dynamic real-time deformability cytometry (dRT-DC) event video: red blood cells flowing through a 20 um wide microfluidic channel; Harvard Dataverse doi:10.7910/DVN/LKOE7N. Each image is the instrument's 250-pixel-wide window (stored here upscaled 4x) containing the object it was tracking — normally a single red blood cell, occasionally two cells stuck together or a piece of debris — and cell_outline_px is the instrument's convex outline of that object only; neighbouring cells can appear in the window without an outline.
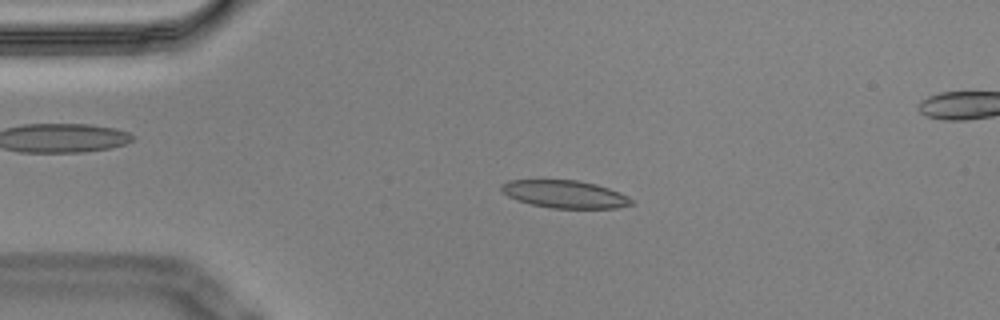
{"species": "Egyptian fruit bat (a non-hibernating species)", "species_latin": "Rousettus aegyptiacus", "temperature_condition": "cold", "stored_images_in_passage": 47, "camera_frame_rate_fps": 3000, "um_per_image_px": 0.085, "animal": {"sex": "male"}, "frame": {"image": 1, "passage_image": 11, "time_ms": 3.333, "image_size_px": [1000, 320], "cell_outline_px": [[632, 204], [616, 208], [552, 208], [532, 204], [516, 200], [508, 196], [500, 188], [500, 184], [508, 180], [576, 180], [596, 184], [620, 192], [628, 196], [632, 200]], "centroid_in_image_um": [47.99, 16.5], "position_along_channel_um": 37.0, "area_um2": 20.87}}
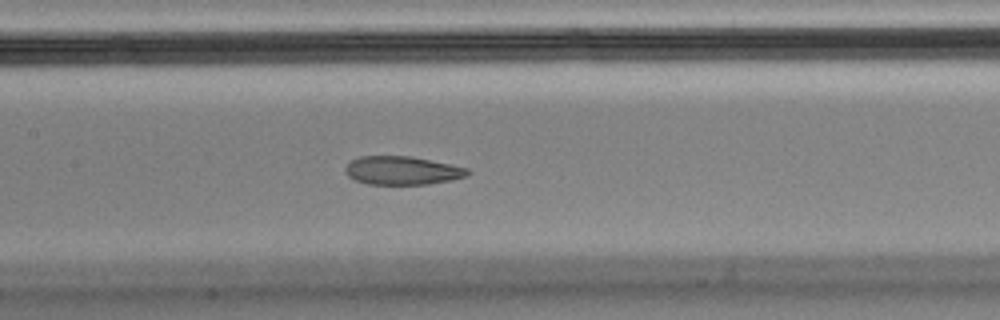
{"frame": {"image": 2, "passage_image": 25, "time_ms": 8.0, "image_size_px": [1000, 320], "cell_outline_px": [[472, 172], [468, 176], [452, 180], [428, 184], [368, 184], [356, 180], [348, 176], [344, 172], [344, 168], [352, 160], [360, 156], [408, 156], [468, 168]], "centroid_in_image_um": [34.19, 14.5], "position_along_channel_um": 173.2, "area_um2": 20.17}}
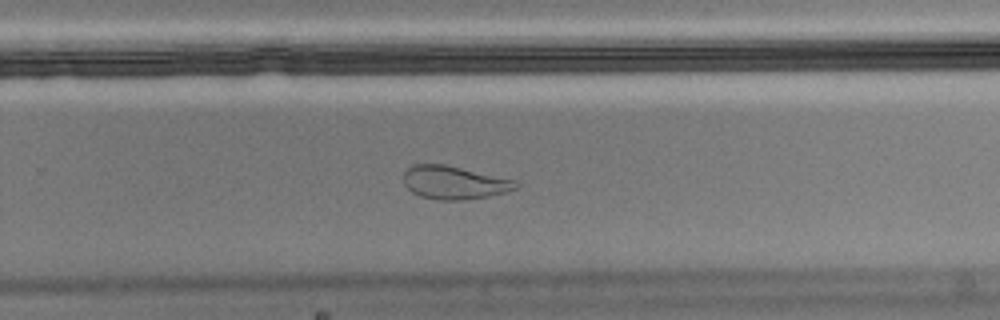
{"frame": {"image": 3, "passage_image": 35, "time_ms": 11.333, "image_size_px": [1000, 320], "cell_outline_px": [[520, 184], [516, 188], [504, 192], [488, 196], [464, 200], [440, 200], [420, 196], [412, 192], [404, 184], [404, 172], [408, 168], [416, 164], [444, 164], [516, 180]], "centroid_in_image_um": [38.6, 15.52], "position_along_channel_um": 291.2, "area_um2": 21.56}, "authors_computed_cell_mechanics": {"area_um2": 21.386, "velocity_mm_per_s": 3.5522, "shape_relaxation_time_tau1_ms": null, "shape_relaxation_time_tau2_ms": 1.4769, "deformation_change_tau1": null, "deformation_change_tau2": 0.0611}}